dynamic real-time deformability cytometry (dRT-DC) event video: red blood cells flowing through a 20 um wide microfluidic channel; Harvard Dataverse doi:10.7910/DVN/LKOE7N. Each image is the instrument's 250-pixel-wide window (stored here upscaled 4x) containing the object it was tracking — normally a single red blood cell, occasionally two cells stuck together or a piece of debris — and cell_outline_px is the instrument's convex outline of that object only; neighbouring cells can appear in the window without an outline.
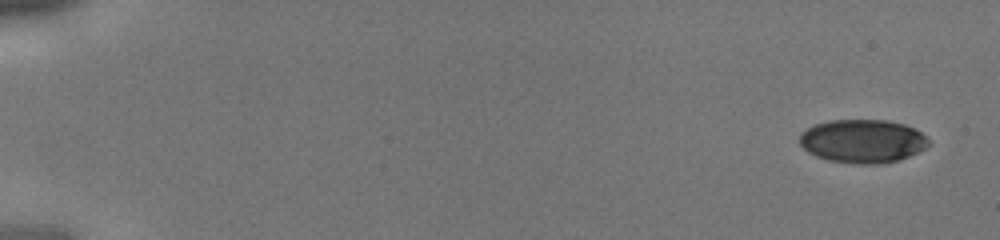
{"species": "human", "species_latin": "Homo sapiens", "temperature_condition": "cold", "stored_images_in_passage": 5, "camera_frame_rate_fps": 3000, "um_per_image_px": 0.085, "donor": {"sex": "male"}, "frame": {"image": 1, "passage_image": 1, "time_ms": 0.0, "image_size_px": [1000, 240], "cell_outline_px": [[928, 144], [924, 148], [900, 160], [884, 164], [856, 164], [828, 160], [816, 156], [808, 152], [800, 144], [800, 132], [816, 124], [828, 120], [884, 120], [904, 124], [920, 132], [928, 140]], "centroid_in_image_um": [73.29, 12.0], "position_along_channel_um": 11.7, "area_um2": 32.54}}
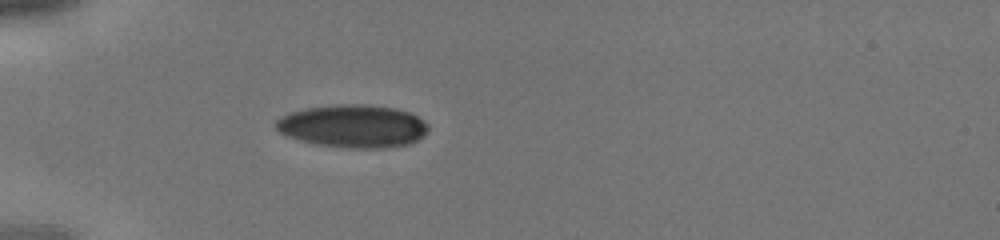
{"frame": {"image": 2, "passage_image": 5, "time_ms": 1.333, "image_size_px": [1000, 240], "cell_outline_px": [[428, 128], [416, 140], [408, 144], [388, 148], [348, 148], [316, 144], [300, 140], [288, 136], [280, 132], [276, 128], [276, 120], [280, 116], [288, 112], [304, 108], [344, 104], [364, 104], [396, 108], [408, 112], [424, 120], [428, 124]], "centroid_in_image_um": [29.98, 10.72], "position_along_channel_um": 55.0, "area_um2": 37.97}}